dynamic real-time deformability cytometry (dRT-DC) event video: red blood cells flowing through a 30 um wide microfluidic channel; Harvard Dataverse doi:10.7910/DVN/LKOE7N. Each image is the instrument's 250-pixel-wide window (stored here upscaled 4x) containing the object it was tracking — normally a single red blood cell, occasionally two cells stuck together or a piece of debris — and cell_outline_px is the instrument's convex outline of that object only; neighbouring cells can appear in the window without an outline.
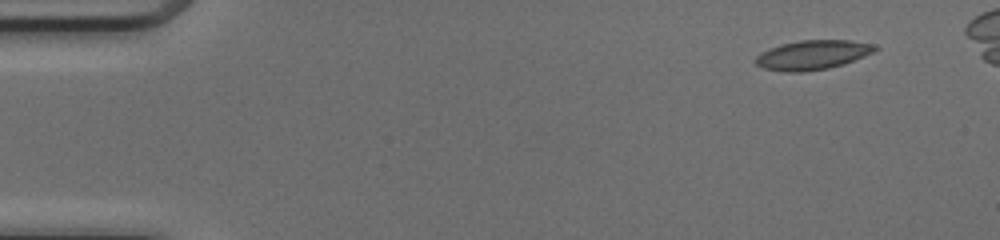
{"species": "common noctule bat (a hibernating species)", "species_latin": "Nyctalus noctula", "temperature_condition": "cold", "stored_images_in_passage": 45, "camera_frame_rate_fps": 3000, "um_per_image_px": 0.085, "animal": {"sex": "female", "body_mass_g": 17.0, "forearm_length_mm": 48.0}, "frame": {"image": 1, "passage_image": 1, "time_ms": 0.0, "image_size_px": [1000, 240], "cell_outline_px": [[880, 48], [864, 56], [844, 64], [828, 68], [804, 72], [784, 72], [764, 68], [756, 64], [752, 60], [756, 56], [768, 48], [780, 44], [800, 40], [848, 40], [872, 44]], "centroid_in_image_um": [69.02, 4.67], "position_along_channel_um": 16.0, "area_um2": 20.52}}
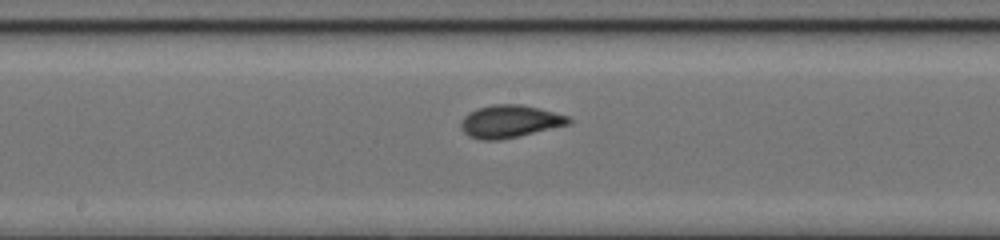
{"frame": {"image": 2, "passage_image": 23, "time_ms": 7.333, "image_size_px": [1000, 240], "cell_outline_px": [[572, 120], [568, 124], [520, 136], [500, 140], [480, 140], [468, 136], [460, 128], [460, 120], [468, 112], [476, 108], [492, 104], [520, 104], [568, 116]], "centroid_in_image_um": [43.25, 10.32], "position_along_channel_um": 204.9, "area_um2": 20.46}}
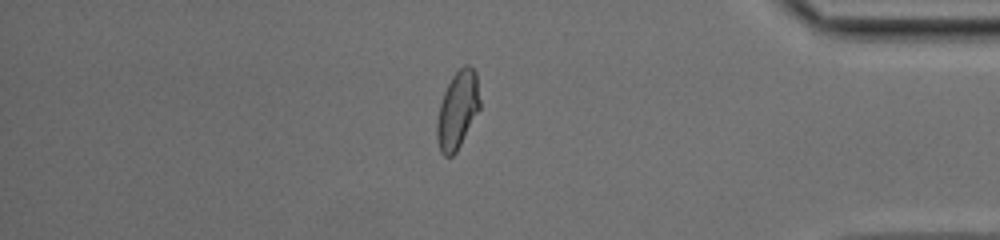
{"frame": {"image": 3, "passage_image": 39, "time_ms": 12.667, "image_size_px": [1000, 240], "cell_outline_px": [[480, 108], [456, 152], [452, 156], [444, 156], [440, 152], [436, 136], [436, 124], [440, 104], [444, 92], [452, 76], [464, 64], [468, 64], [476, 72], [480, 100]], "centroid_in_image_um": [38.88, 9.34], "position_along_channel_um": 396.3, "area_um2": 19.31}, "authors_computed_cell_mechanics": {"area_um2": 19.652, "velocity_mm_per_s": 4.1766, "shape_relaxation_time_tau1_ms": 4.7357, "shape_relaxation_time_tau2_ms": 1.012, "deformation_change_tau1": 0.1349, "deformation_change_tau2": 0.0593}}